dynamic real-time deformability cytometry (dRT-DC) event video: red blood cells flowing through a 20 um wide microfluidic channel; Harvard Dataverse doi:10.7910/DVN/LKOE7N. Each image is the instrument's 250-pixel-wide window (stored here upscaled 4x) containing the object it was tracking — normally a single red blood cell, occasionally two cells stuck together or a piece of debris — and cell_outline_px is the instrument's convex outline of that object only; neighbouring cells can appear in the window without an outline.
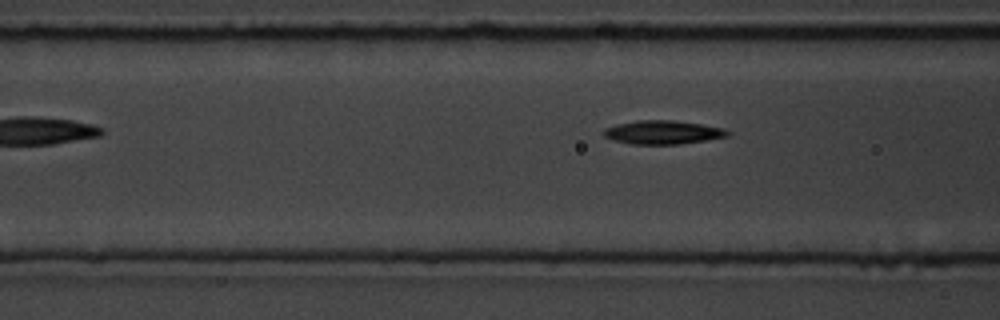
{"species": "common noctule bat (a hibernating species)", "species_latin": "Nyctalus noctula", "temperature_condition": "room temperature", "stored_images_in_passage": 4, "camera_frame_rate_fps": 3000, "um_per_image_px": 0.085, "animal": {"sex": "male", "body_mass_g": 19.5, "forearm_length_mm": 54.6}, "frame": {"image": 1, "passage_image": 4, "time_ms": 3.667, "image_size_px": [1000, 320], "cell_outline_px": [[732, 132], [728, 136], [680, 144], [632, 144], [616, 140], [604, 136], [600, 132], [604, 128], [616, 124], [636, 120], [672, 120], [700, 124], [724, 128]], "centroid_in_image_um": [56.32, 11.24], "position_along_channel_um": 110.3, "area_um2": 17.05}}